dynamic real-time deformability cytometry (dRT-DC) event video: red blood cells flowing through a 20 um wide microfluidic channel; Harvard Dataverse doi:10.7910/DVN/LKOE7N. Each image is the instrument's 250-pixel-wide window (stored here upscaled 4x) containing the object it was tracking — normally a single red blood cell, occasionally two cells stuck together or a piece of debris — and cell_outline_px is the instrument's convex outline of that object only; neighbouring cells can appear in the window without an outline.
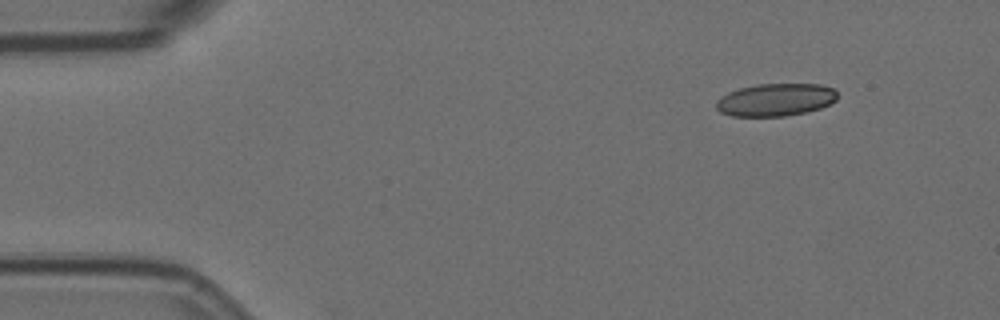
{"species": "Egyptian fruit bat (a non-hibernating species)", "species_latin": "Rousettus aegyptiacus", "temperature_condition": "room temperature", "stored_images_in_passage": 4, "camera_frame_rate_fps": 3000, "um_per_image_px": 0.085, "animal": {"sex": "female"}, "frame": {"image": 1, "passage_image": 1, "time_ms": 0.0, "image_size_px": [1000, 320], "cell_outline_px": [[836, 100], [820, 108], [804, 112], [784, 116], [732, 116], [720, 112], [716, 108], [716, 100], [720, 96], [728, 92], [740, 88], [756, 84], [820, 84], [832, 88], [836, 92]], "centroid_in_image_um": [65.88, 8.48], "position_along_channel_um": 19.1, "area_um2": 22.95}}
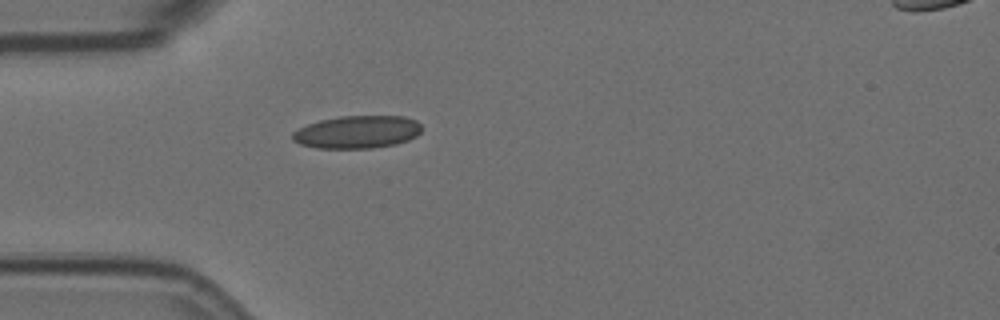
{"frame": {"image": 2, "passage_image": 4, "time_ms": 1.0, "image_size_px": [1000, 320], "cell_outline_px": [[424, 128], [416, 136], [408, 140], [396, 144], [372, 148], [316, 148], [300, 144], [292, 140], [292, 132], [308, 124], [320, 120], [340, 116], [404, 116], [416, 120]], "centroid_in_image_um": [30.38, 11.22], "position_along_channel_um": 54.6, "area_um2": 24.74}}